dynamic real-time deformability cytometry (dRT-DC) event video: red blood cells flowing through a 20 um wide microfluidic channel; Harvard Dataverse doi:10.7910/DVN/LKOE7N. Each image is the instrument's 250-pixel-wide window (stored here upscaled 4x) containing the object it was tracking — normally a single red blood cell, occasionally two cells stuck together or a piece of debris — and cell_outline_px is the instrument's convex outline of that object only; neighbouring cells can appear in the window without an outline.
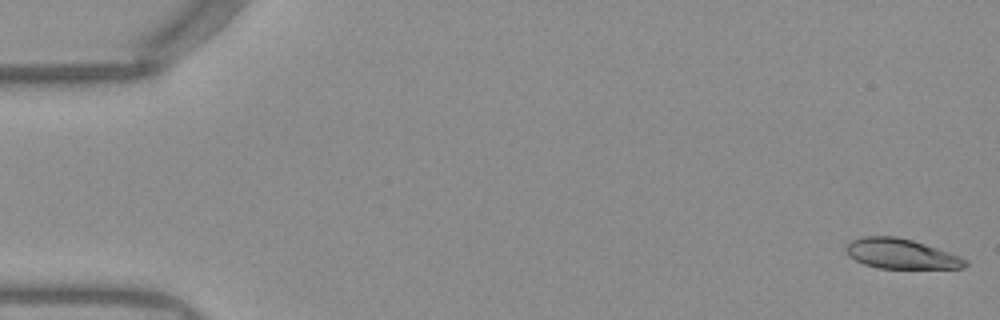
{"species": "Egyptian fruit bat (a non-hibernating species)", "species_latin": "Rousettus aegyptiacus", "temperature_condition": "warm", "stored_images_in_passage": 14, "camera_frame_rate_fps": 3000, "um_per_image_px": 0.085, "frame": {"image": 1, "passage_image": 1, "time_ms": 0.0, "image_size_px": [1000, 320], "cell_outline_px": [[968, 264], [964, 268], [880, 268], [864, 264], [848, 256], [844, 248], [852, 240], [864, 236], [896, 236], [912, 240], [960, 256], [968, 260]], "centroid_in_image_um": [76.58, 21.57], "position_along_channel_um": 8.4, "area_um2": 20.69}}
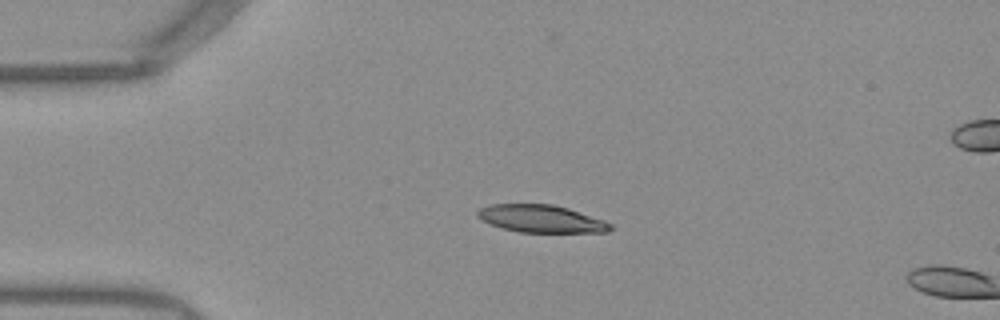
{"frame": {"image": 2, "passage_image": 12, "time_ms": 3.667, "image_size_px": [1000, 320], "cell_outline_px": [[612, 228], [608, 232], [520, 232], [504, 228], [492, 224], [476, 216], [476, 212], [480, 208], [488, 204], [552, 204], [568, 208], [604, 220], [612, 224]], "centroid_in_image_um": [46.01, 18.58], "position_along_channel_um": 39.0, "area_um2": 21.15}}